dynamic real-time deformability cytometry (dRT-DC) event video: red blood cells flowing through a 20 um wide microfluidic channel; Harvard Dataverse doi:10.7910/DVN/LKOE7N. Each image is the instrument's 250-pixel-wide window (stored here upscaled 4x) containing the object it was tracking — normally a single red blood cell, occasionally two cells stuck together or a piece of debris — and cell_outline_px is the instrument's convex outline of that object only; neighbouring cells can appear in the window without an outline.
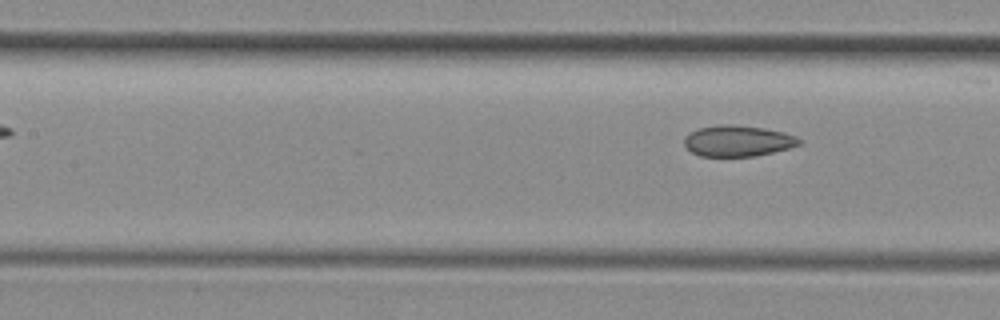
{"species": "common noctule bat (a hibernating species)", "species_latin": "Nyctalus noctula", "temperature_condition": "room temperature", "stored_images_in_passage": 9, "segment_of_instrument_passage": [2, 2], "camera_frame_rate_fps": 3000, "um_per_image_px": 0.085, "animal": {"sex": "female", "body_mass_g": 29.2, "forearm_length_mm": 56.3}, "frame": {"image": 1, "passage_image": 9, "time_ms": 2.667, "image_size_px": [1000, 320], "cell_outline_px": [[800, 144], [788, 148], [756, 156], [700, 156], [692, 152], [684, 144], [684, 140], [692, 132], [700, 128], [716, 124], [732, 124], [764, 128], [784, 132], [796, 136], [800, 140]], "centroid_in_image_um": [62.72, 11.97], "position_along_channel_um": 144.7, "area_um2": 20.58}}